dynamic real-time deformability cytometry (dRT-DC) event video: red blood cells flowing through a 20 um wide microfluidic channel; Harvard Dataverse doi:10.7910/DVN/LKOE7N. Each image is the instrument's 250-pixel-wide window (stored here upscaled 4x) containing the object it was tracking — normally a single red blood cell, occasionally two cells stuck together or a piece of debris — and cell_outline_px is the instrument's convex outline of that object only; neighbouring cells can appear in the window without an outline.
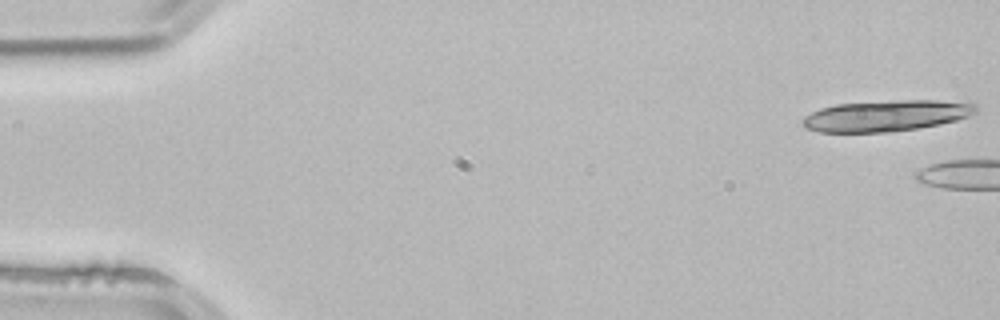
{"species": "common noctule bat (a hibernating species)", "species_latin": "Nyctalus noctula", "temperature_condition": "room temperature", "stored_images_in_passage": 3, "camera_frame_rate_fps": 3000, "um_per_image_px": 0.085, "animal": {"sex": "male", "body_mass_g": 21.5, "forearm_length_mm": 52.0}, "frame": {"image": 1, "passage_image": 1, "time_ms": 0.0, "image_size_px": [1000, 320], "cell_outline_px": [[980, 108], [976, 112], [968, 116], [956, 120], [940, 124], [920, 128], [888, 132], [820, 132], [804, 128], [800, 124], [800, 120], [804, 116], [820, 108], [836, 104], [900, 100], [968, 100], [976, 104]], "centroid_in_image_um": [75.38, 9.82], "position_along_channel_um": 9.6, "area_um2": 32.02}}